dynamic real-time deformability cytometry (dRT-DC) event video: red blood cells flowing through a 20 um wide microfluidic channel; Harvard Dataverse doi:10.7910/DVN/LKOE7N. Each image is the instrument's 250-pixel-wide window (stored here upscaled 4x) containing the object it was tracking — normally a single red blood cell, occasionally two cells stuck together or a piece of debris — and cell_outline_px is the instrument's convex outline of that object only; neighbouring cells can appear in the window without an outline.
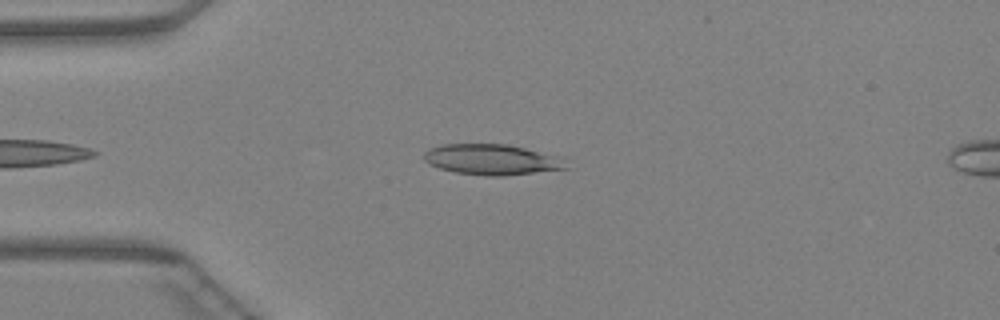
{"species": "Egyptian fruit bat (a non-hibernating species)", "species_latin": "Rousettus aegyptiacus", "temperature_condition": "warm", "stored_images_in_passage": 34, "camera_frame_rate_fps": 3000, "um_per_image_px": 0.085, "animal": {"sex": "female"}, "frame": {"image": 1, "passage_image": 3, "time_ms": 0.667, "image_size_px": [1000, 320], "cell_outline_px": [[568, 168], [504, 176], [488, 176], [456, 172], [440, 168], [428, 164], [424, 160], [424, 152], [428, 148], [440, 144], [508, 144], [568, 156]], "centroid_in_image_um": [41.91, 13.54], "position_along_channel_um": 43.1, "area_um2": 26.07}}
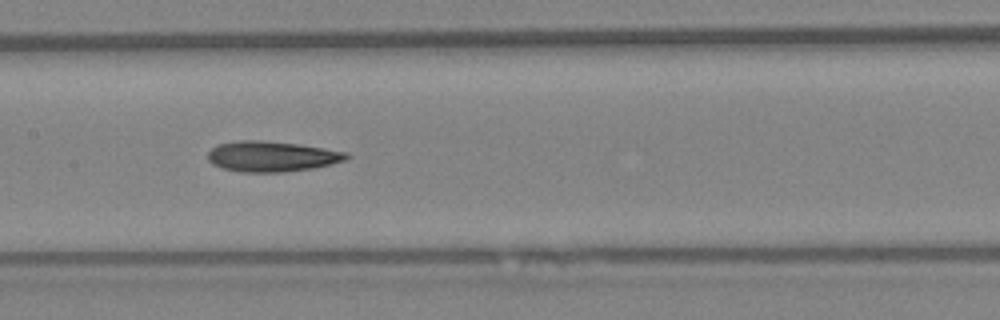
{"frame": {"image": 2, "passage_image": 14, "time_ms": 4.333, "image_size_px": [1000, 320], "cell_outline_px": [[352, 156], [348, 160], [332, 164], [312, 168], [284, 172], [240, 172], [220, 168], [212, 164], [208, 160], [208, 152], [216, 144], [236, 140], [260, 140], [300, 144], [348, 152]], "centroid_in_image_um": [23.11, 13.29], "position_along_channel_um": 184.3, "area_um2": 25.03}}
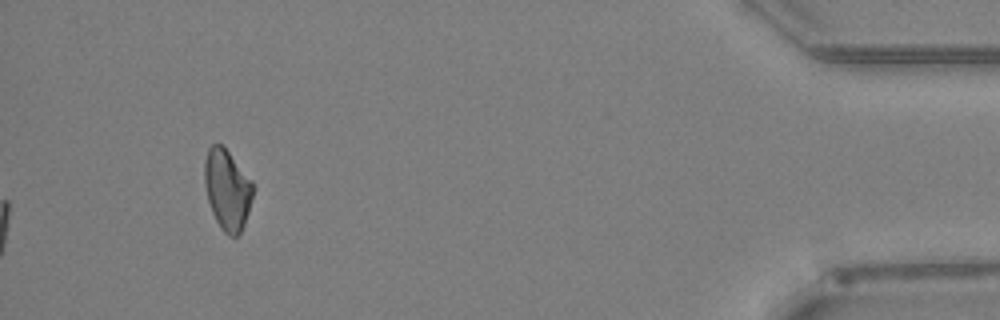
{"frame": {"image": 3, "passage_image": 34, "time_ms": 11.0, "image_size_px": [1000, 320], "cell_outline_px": [[252, 196], [248, 212], [244, 224], [240, 232], [236, 236], [228, 236], [220, 228], [212, 212], [208, 200], [204, 184], [204, 160], [208, 148], [212, 144], [220, 144], [228, 152], [252, 180]], "centroid_in_image_um": [19.29, 16.12], "position_along_channel_um": 415.9, "area_um2": 22.48}}